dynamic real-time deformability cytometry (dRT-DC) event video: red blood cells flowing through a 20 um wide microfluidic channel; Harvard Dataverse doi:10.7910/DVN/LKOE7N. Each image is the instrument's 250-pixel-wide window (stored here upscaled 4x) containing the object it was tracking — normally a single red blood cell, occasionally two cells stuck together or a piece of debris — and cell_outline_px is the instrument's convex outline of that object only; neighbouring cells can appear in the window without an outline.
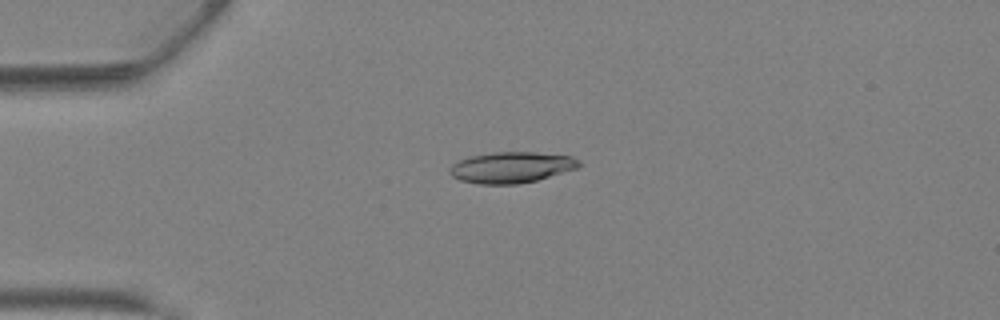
{"species": "Egyptian fruit bat (a non-hibernating species)", "species_latin": "Rousettus aegyptiacus", "temperature_condition": "warm", "stored_images_in_passage": 39, "camera_frame_rate_fps": 3000, "um_per_image_px": 0.085, "animal": {"sex": "female"}, "frame": {"image": 1, "passage_image": 8, "time_ms": 2.333, "image_size_px": [1000, 320], "cell_outline_px": [[580, 164], [576, 168], [536, 180], [520, 184], [480, 184], [460, 180], [452, 176], [448, 172], [448, 168], [452, 164], [468, 156], [492, 152], [536, 152], [572, 156], [580, 160]], "centroid_in_image_um": [43.43, 14.22], "position_along_channel_um": 41.6, "area_um2": 23.41}}
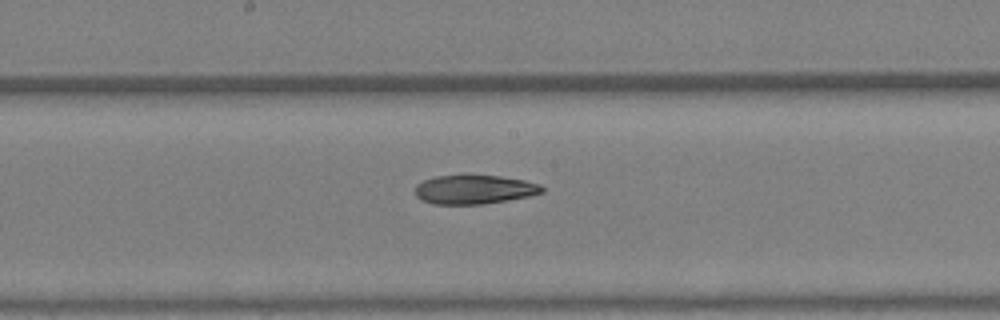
{"frame": {"image": 2, "passage_image": 20, "time_ms": 6.333, "image_size_px": [1000, 320], "cell_outline_px": [[544, 192], [528, 196], [508, 200], [484, 204], [432, 204], [420, 200], [416, 196], [416, 184], [424, 180], [436, 176], [500, 176], [524, 180], [540, 184], [544, 188]], "centroid_in_image_um": [40.31, 16.12], "position_along_channel_um": 207.9, "area_um2": 21.33}}
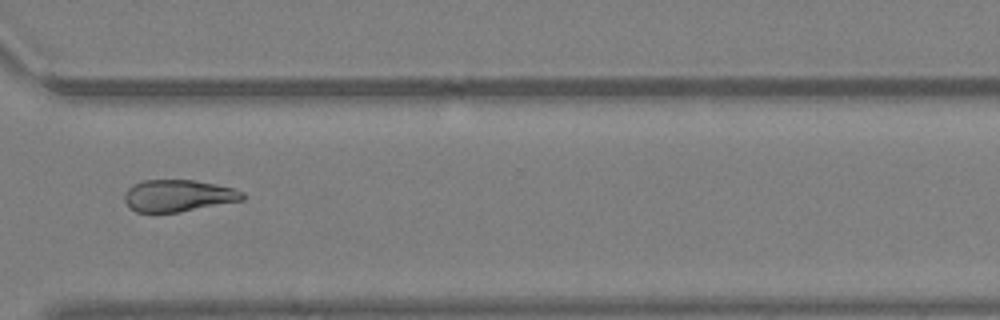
{"frame": {"image": 3, "passage_image": 29, "time_ms": 9.333, "image_size_px": [1000, 320], "cell_outline_px": [[244, 200], [180, 212], [136, 212], [124, 200], [124, 196], [128, 188], [144, 180], [192, 180], [216, 184], [232, 188], [244, 192]], "centroid_in_image_um": [15.18, 16.63], "position_along_channel_um": 355.4, "area_um2": 21.73}, "authors_computed_cell_mechanics": {"area_um2": 23.0044, "velocity_mm_per_s": 4.9182, "shape_relaxation_time_tau1_ms": null, "shape_relaxation_time_tau2_ms": 7.2203, "deformation_change_tau1": null, "deformation_change_tau2": 0.1785}}